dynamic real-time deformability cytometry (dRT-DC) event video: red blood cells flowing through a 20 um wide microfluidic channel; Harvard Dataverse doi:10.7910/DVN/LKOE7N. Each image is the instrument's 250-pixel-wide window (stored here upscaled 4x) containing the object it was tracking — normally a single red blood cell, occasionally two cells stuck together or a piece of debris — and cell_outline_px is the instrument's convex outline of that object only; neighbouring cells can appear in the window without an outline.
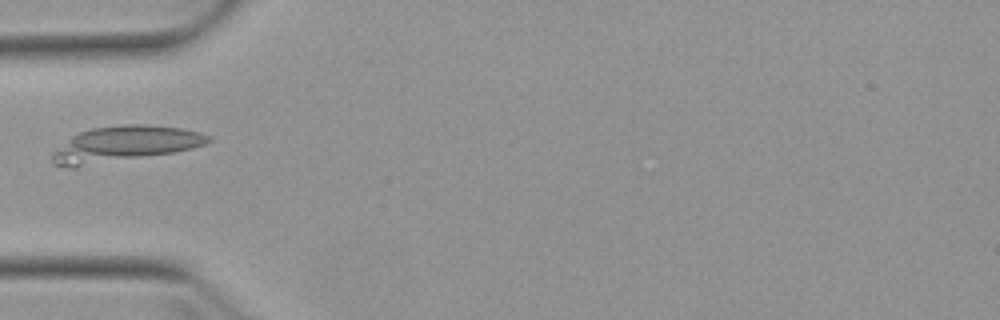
{"species": "Egyptian fruit bat (a non-hibernating species)", "species_latin": "Rousettus aegyptiacus", "temperature_condition": "warm", "stored_images_in_passage": 6, "camera_frame_rate_fps": 3000, "um_per_image_px": 0.085, "animal": {"sex": "female"}, "frame": {"image": 1, "passage_image": 5, "time_ms": 5.667, "image_size_px": [1000, 320], "cell_outline_px": [[212, 140], [204, 144], [192, 148], [176, 152], [76, 168], [68, 168], [52, 164], [52, 152], [72, 136], [80, 132], [92, 128], [124, 124], [144, 124], [180, 128], [200, 132], [212, 136]], "centroid_in_image_um": [10.56, 12.26], "position_along_channel_um": 74.4, "area_um2": 32.66}}
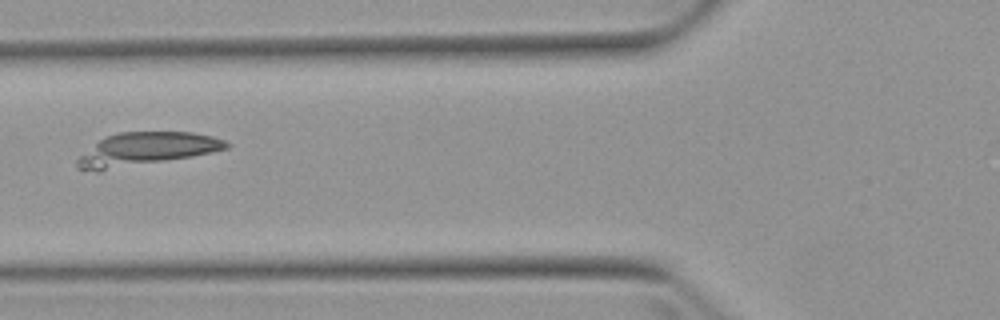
{"frame": {"image": 2, "passage_image": 6, "time_ms": 6.667, "image_size_px": [1000, 320], "cell_outline_px": [[232, 144], [228, 148], [212, 152], [192, 156], [100, 172], [96, 172], [76, 168], [76, 160], [80, 156], [104, 136], [120, 132], [192, 132], [212, 136], [224, 140]], "centroid_in_image_um": [12.39, 12.69], "position_along_channel_um": 113.4, "area_um2": 28.78}}